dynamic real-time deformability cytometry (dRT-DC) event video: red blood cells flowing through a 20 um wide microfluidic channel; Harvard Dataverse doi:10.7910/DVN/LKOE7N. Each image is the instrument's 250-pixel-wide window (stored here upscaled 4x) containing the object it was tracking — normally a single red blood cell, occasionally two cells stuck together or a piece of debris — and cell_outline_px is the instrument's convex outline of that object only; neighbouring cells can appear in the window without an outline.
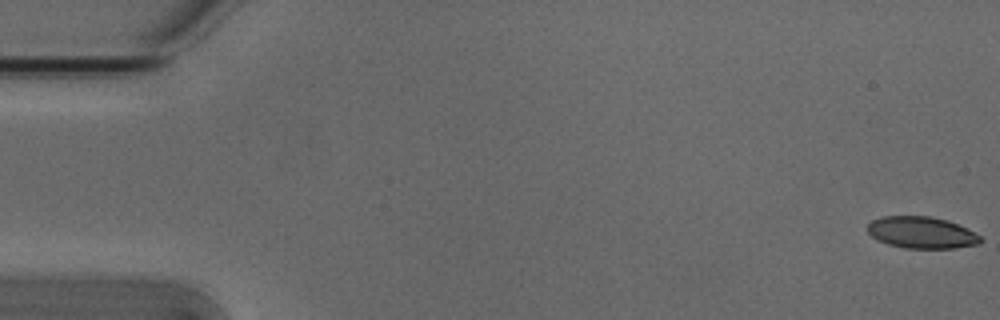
{"species": "Egyptian fruit bat (a non-hibernating species)", "species_latin": "Rousettus aegyptiacus", "temperature_condition": "cold", "stored_images_in_passage": 52, "camera_frame_rate_fps": 3000, "um_per_image_px": 0.085, "animal": {"sex": "male"}, "frame": {"image": 1, "passage_image": 1, "time_ms": 0.0, "image_size_px": [1000, 320], "cell_outline_px": [[984, 240], [980, 244], [956, 248], [904, 248], [888, 244], [872, 236], [868, 232], [868, 224], [872, 220], [884, 216], [932, 216], [948, 220], [980, 236]], "centroid_in_image_um": [78.35, 19.77], "position_along_channel_um": 6.7, "area_um2": 20.75}}
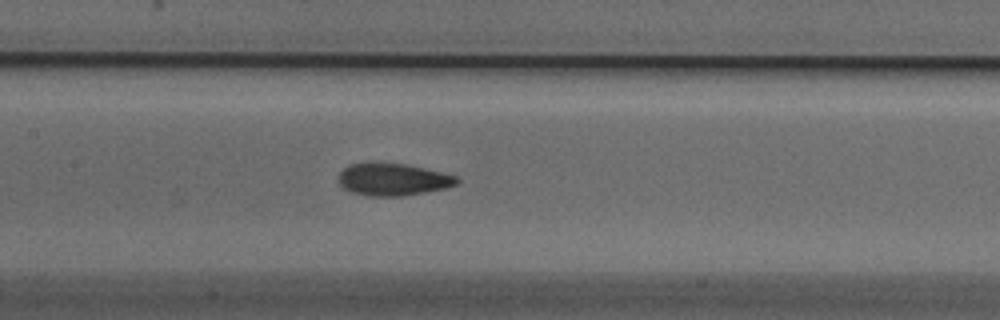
{"frame": {"image": 2, "passage_image": 26, "time_ms": 8.333, "image_size_px": [1000, 320], "cell_outline_px": [[460, 180], [456, 184], [448, 188], [404, 196], [368, 196], [352, 192], [344, 188], [340, 184], [340, 172], [348, 164], [404, 164], [444, 172], [456, 176]], "centroid_in_image_um": [33.46, 15.28], "position_along_channel_um": 173.9, "area_um2": 21.96}}
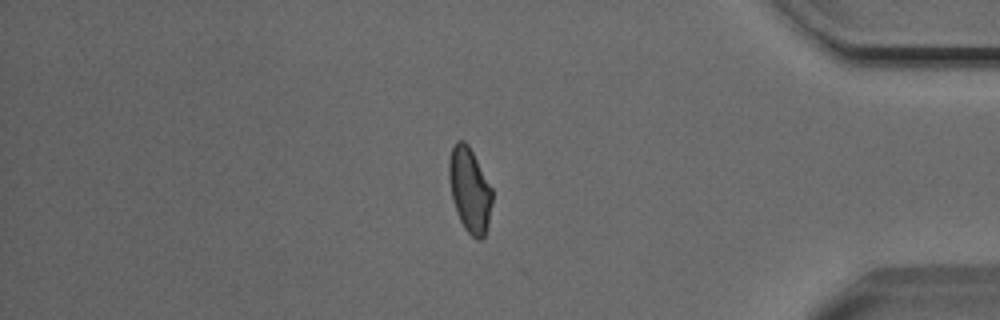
{"frame": {"image": 3, "passage_image": 46, "time_ms": 15.0, "image_size_px": [1000, 320], "cell_outline_px": [[492, 204], [488, 224], [484, 236], [480, 240], [476, 240], [464, 228], [460, 220], [452, 196], [448, 176], [448, 164], [452, 148], [456, 140], [464, 140], [468, 144], [492, 188]], "centroid_in_image_um": [39.92, 16.14], "position_along_channel_um": 395.3, "area_um2": 21.15}, "authors_computed_cell_mechanics": {"area_um2": 21.8484, "velocity_mm_per_s": 3.803, "shape_relaxation_time_tau1_ms": 4.5548, "shape_relaxation_time_tau2_ms": 1.5645, "deformation_change_tau1": 0.1318, "deformation_change_tau2": 0.0695}}